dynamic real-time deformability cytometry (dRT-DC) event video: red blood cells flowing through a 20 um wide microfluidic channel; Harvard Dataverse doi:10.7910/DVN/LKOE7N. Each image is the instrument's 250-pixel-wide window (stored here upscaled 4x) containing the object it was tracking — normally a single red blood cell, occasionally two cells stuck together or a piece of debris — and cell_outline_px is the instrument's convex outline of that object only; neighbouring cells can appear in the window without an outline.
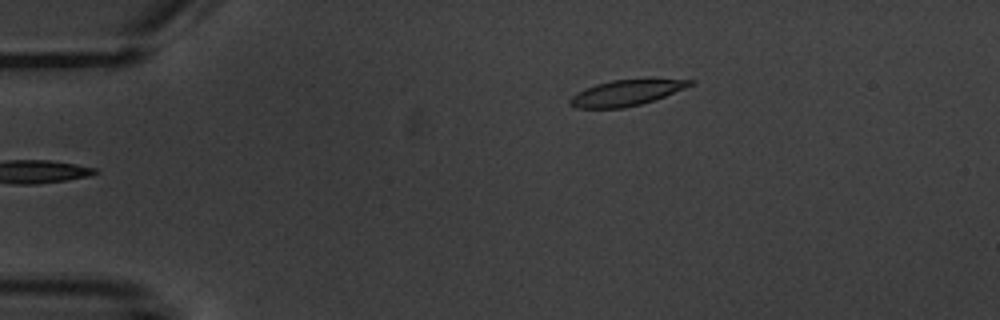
{"species": "common noctule bat (a hibernating species)", "species_latin": "Nyctalus noctula", "temperature_condition": "warm", "stored_images_in_passage": 5, "camera_frame_rate_fps": 3000, "um_per_image_px": 0.085, "animal": {"sex": "male", "body_mass_g": 20.1, "forearm_length_mm": 53.5}, "frame": {"image": 1, "passage_image": 5, "time_ms": 5.667, "image_size_px": [1000, 320], "cell_outline_px": [[696, 80], [692, 84], [684, 88], [664, 96], [640, 104], [624, 108], [576, 108], [568, 100], [572, 96], [596, 84], [612, 80]], "centroid_in_image_um": [53.19, 7.91], "position_along_channel_um": 31.8, "area_um2": 17.22}}